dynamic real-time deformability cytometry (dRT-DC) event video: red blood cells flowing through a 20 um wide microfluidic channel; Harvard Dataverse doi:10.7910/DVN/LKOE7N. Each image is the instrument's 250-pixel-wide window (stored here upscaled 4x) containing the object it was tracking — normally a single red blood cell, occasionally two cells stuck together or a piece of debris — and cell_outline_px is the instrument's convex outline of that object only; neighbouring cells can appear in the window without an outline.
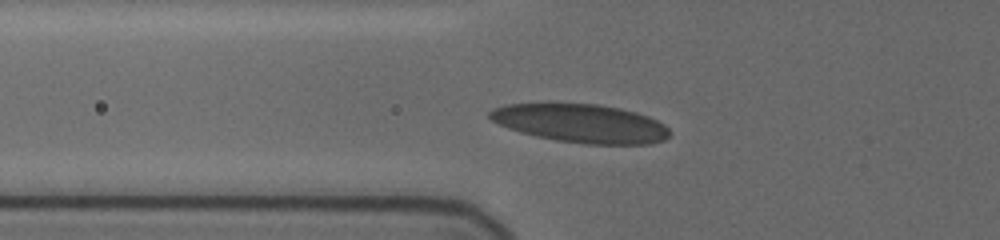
{"species": "human", "species_latin": "Homo sapiens", "temperature_condition": "cold", "stored_images_in_passage": 7, "camera_frame_rate_fps": 3000, "um_per_image_px": 0.085, "donor": {"sex": "female"}, "frame": {"image": 1, "passage_image": 6, "time_ms": 4.333, "image_size_px": [1000, 240], "cell_outline_px": [[672, 132], [664, 140], [652, 144], [584, 144], [556, 140], [536, 136], [520, 132], [508, 128], [492, 120], [488, 116], [488, 112], [492, 108], [508, 104], [548, 100], [552, 100], [596, 104], [620, 108], [636, 112], [648, 116], [664, 124]], "centroid_in_image_um": [49.32, 10.44], "position_along_channel_um": 76.5, "area_um2": 41.62}}